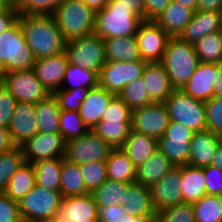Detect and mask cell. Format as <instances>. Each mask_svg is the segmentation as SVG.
I'll use <instances>...</instances> for the list:
<instances>
[{
	"instance_id": "7a4b0ae2",
	"label": "cell",
	"mask_w": 222,
	"mask_h": 222,
	"mask_svg": "<svg viewBox=\"0 0 222 222\" xmlns=\"http://www.w3.org/2000/svg\"><path fill=\"white\" fill-rule=\"evenodd\" d=\"M142 18L118 0L110 2L96 11L94 34L103 40L115 37L135 35Z\"/></svg>"
},
{
	"instance_id": "e575fe53",
	"label": "cell",
	"mask_w": 222,
	"mask_h": 222,
	"mask_svg": "<svg viewBox=\"0 0 222 222\" xmlns=\"http://www.w3.org/2000/svg\"><path fill=\"white\" fill-rule=\"evenodd\" d=\"M128 183L107 179L90 194L93 197L97 208L111 205L124 206V196L126 195Z\"/></svg>"
},
{
	"instance_id": "4316f807",
	"label": "cell",
	"mask_w": 222,
	"mask_h": 222,
	"mask_svg": "<svg viewBox=\"0 0 222 222\" xmlns=\"http://www.w3.org/2000/svg\"><path fill=\"white\" fill-rule=\"evenodd\" d=\"M106 61L133 62L142 60L135 35L104 39Z\"/></svg>"
},
{
	"instance_id": "cb8c5ba5",
	"label": "cell",
	"mask_w": 222,
	"mask_h": 222,
	"mask_svg": "<svg viewBox=\"0 0 222 222\" xmlns=\"http://www.w3.org/2000/svg\"><path fill=\"white\" fill-rule=\"evenodd\" d=\"M216 31H220L219 12L196 10L179 37L188 43L194 44L202 37Z\"/></svg>"
},
{
	"instance_id": "11a10c76",
	"label": "cell",
	"mask_w": 222,
	"mask_h": 222,
	"mask_svg": "<svg viewBox=\"0 0 222 222\" xmlns=\"http://www.w3.org/2000/svg\"><path fill=\"white\" fill-rule=\"evenodd\" d=\"M172 0H145L144 21H155Z\"/></svg>"
},
{
	"instance_id": "ba28073f",
	"label": "cell",
	"mask_w": 222,
	"mask_h": 222,
	"mask_svg": "<svg viewBox=\"0 0 222 222\" xmlns=\"http://www.w3.org/2000/svg\"><path fill=\"white\" fill-rule=\"evenodd\" d=\"M170 120L179 122L194 132L206 130L205 104L175 89L164 102Z\"/></svg>"
},
{
	"instance_id": "e7e4bbea",
	"label": "cell",
	"mask_w": 222,
	"mask_h": 222,
	"mask_svg": "<svg viewBox=\"0 0 222 222\" xmlns=\"http://www.w3.org/2000/svg\"><path fill=\"white\" fill-rule=\"evenodd\" d=\"M88 7L92 8L95 12L103 9L110 0H82Z\"/></svg>"
},
{
	"instance_id": "db71d44e",
	"label": "cell",
	"mask_w": 222,
	"mask_h": 222,
	"mask_svg": "<svg viewBox=\"0 0 222 222\" xmlns=\"http://www.w3.org/2000/svg\"><path fill=\"white\" fill-rule=\"evenodd\" d=\"M194 133L195 132L187 126L170 120L163 136L166 139H185V141H191Z\"/></svg>"
},
{
	"instance_id": "f6af8a7d",
	"label": "cell",
	"mask_w": 222,
	"mask_h": 222,
	"mask_svg": "<svg viewBox=\"0 0 222 222\" xmlns=\"http://www.w3.org/2000/svg\"><path fill=\"white\" fill-rule=\"evenodd\" d=\"M87 91L88 89L84 87L72 90L58 89L53 93V96L56 98L58 107L61 110L79 112Z\"/></svg>"
},
{
	"instance_id": "484cf974",
	"label": "cell",
	"mask_w": 222,
	"mask_h": 222,
	"mask_svg": "<svg viewBox=\"0 0 222 222\" xmlns=\"http://www.w3.org/2000/svg\"><path fill=\"white\" fill-rule=\"evenodd\" d=\"M193 10L171 1L155 22L170 36L179 37L193 16Z\"/></svg>"
},
{
	"instance_id": "be15d7a7",
	"label": "cell",
	"mask_w": 222,
	"mask_h": 222,
	"mask_svg": "<svg viewBox=\"0 0 222 222\" xmlns=\"http://www.w3.org/2000/svg\"><path fill=\"white\" fill-rule=\"evenodd\" d=\"M214 96L222 97V63H217V75L214 80Z\"/></svg>"
},
{
	"instance_id": "30bf717a",
	"label": "cell",
	"mask_w": 222,
	"mask_h": 222,
	"mask_svg": "<svg viewBox=\"0 0 222 222\" xmlns=\"http://www.w3.org/2000/svg\"><path fill=\"white\" fill-rule=\"evenodd\" d=\"M147 62L106 61L99 73V86L118 95L129 83L143 76Z\"/></svg>"
},
{
	"instance_id": "8d00e7d4",
	"label": "cell",
	"mask_w": 222,
	"mask_h": 222,
	"mask_svg": "<svg viewBox=\"0 0 222 222\" xmlns=\"http://www.w3.org/2000/svg\"><path fill=\"white\" fill-rule=\"evenodd\" d=\"M200 63H222V32L210 33L193 44Z\"/></svg>"
},
{
	"instance_id": "4dcf8cb0",
	"label": "cell",
	"mask_w": 222,
	"mask_h": 222,
	"mask_svg": "<svg viewBox=\"0 0 222 222\" xmlns=\"http://www.w3.org/2000/svg\"><path fill=\"white\" fill-rule=\"evenodd\" d=\"M36 185L34 165L24 162L12 175L4 192L13 201L19 202Z\"/></svg>"
},
{
	"instance_id": "8fae6325",
	"label": "cell",
	"mask_w": 222,
	"mask_h": 222,
	"mask_svg": "<svg viewBox=\"0 0 222 222\" xmlns=\"http://www.w3.org/2000/svg\"><path fill=\"white\" fill-rule=\"evenodd\" d=\"M2 83L18 102L36 104L49 95L33 69L7 72Z\"/></svg>"
},
{
	"instance_id": "9f6ffc18",
	"label": "cell",
	"mask_w": 222,
	"mask_h": 222,
	"mask_svg": "<svg viewBox=\"0 0 222 222\" xmlns=\"http://www.w3.org/2000/svg\"><path fill=\"white\" fill-rule=\"evenodd\" d=\"M121 210H125L121 204L99 207L97 220L99 222H119Z\"/></svg>"
},
{
	"instance_id": "ac0fdd59",
	"label": "cell",
	"mask_w": 222,
	"mask_h": 222,
	"mask_svg": "<svg viewBox=\"0 0 222 222\" xmlns=\"http://www.w3.org/2000/svg\"><path fill=\"white\" fill-rule=\"evenodd\" d=\"M97 214V205L89 193L62 198V204L56 216L65 222H95Z\"/></svg>"
},
{
	"instance_id": "753ad0ef",
	"label": "cell",
	"mask_w": 222,
	"mask_h": 222,
	"mask_svg": "<svg viewBox=\"0 0 222 222\" xmlns=\"http://www.w3.org/2000/svg\"><path fill=\"white\" fill-rule=\"evenodd\" d=\"M220 16V31L222 32V9L219 11Z\"/></svg>"
},
{
	"instance_id": "74e56055",
	"label": "cell",
	"mask_w": 222,
	"mask_h": 222,
	"mask_svg": "<svg viewBox=\"0 0 222 222\" xmlns=\"http://www.w3.org/2000/svg\"><path fill=\"white\" fill-rule=\"evenodd\" d=\"M98 85L99 75L95 71L68 63L60 89L72 90L84 87L89 90L97 87Z\"/></svg>"
},
{
	"instance_id": "8c879c8a",
	"label": "cell",
	"mask_w": 222,
	"mask_h": 222,
	"mask_svg": "<svg viewBox=\"0 0 222 222\" xmlns=\"http://www.w3.org/2000/svg\"><path fill=\"white\" fill-rule=\"evenodd\" d=\"M6 7V4L2 0H0V11L4 10Z\"/></svg>"
},
{
	"instance_id": "f907efd6",
	"label": "cell",
	"mask_w": 222,
	"mask_h": 222,
	"mask_svg": "<svg viewBox=\"0 0 222 222\" xmlns=\"http://www.w3.org/2000/svg\"><path fill=\"white\" fill-rule=\"evenodd\" d=\"M17 100L10 94L8 89L0 84V126L8 128L13 113L15 111Z\"/></svg>"
},
{
	"instance_id": "7402d4cb",
	"label": "cell",
	"mask_w": 222,
	"mask_h": 222,
	"mask_svg": "<svg viewBox=\"0 0 222 222\" xmlns=\"http://www.w3.org/2000/svg\"><path fill=\"white\" fill-rule=\"evenodd\" d=\"M114 96L115 94L99 85L87 91L86 97L80 107L79 115L89 130H93L102 120L103 112Z\"/></svg>"
},
{
	"instance_id": "d590c367",
	"label": "cell",
	"mask_w": 222,
	"mask_h": 222,
	"mask_svg": "<svg viewBox=\"0 0 222 222\" xmlns=\"http://www.w3.org/2000/svg\"><path fill=\"white\" fill-rule=\"evenodd\" d=\"M131 124L132 122L101 120L92 131L112 148H121L132 129Z\"/></svg>"
},
{
	"instance_id": "603a6c76",
	"label": "cell",
	"mask_w": 222,
	"mask_h": 222,
	"mask_svg": "<svg viewBox=\"0 0 222 222\" xmlns=\"http://www.w3.org/2000/svg\"><path fill=\"white\" fill-rule=\"evenodd\" d=\"M123 207L126 212L135 217H155L156 215L150 187L136 181L127 184Z\"/></svg>"
},
{
	"instance_id": "f546056e",
	"label": "cell",
	"mask_w": 222,
	"mask_h": 222,
	"mask_svg": "<svg viewBox=\"0 0 222 222\" xmlns=\"http://www.w3.org/2000/svg\"><path fill=\"white\" fill-rule=\"evenodd\" d=\"M105 162L108 179L123 183L135 182L136 168L121 148H113Z\"/></svg>"
},
{
	"instance_id": "6125c7cd",
	"label": "cell",
	"mask_w": 222,
	"mask_h": 222,
	"mask_svg": "<svg viewBox=\"0 0 222 222\" xmlns=\"http://www.w3.org/2000/svg\"><path fill=\"white\" fill-rule=\"evenodd\" d=\"M155 217H135L125 210L120 211L119 222H154Z\"/></svg>"
},
{
	"instance_id": "836d02e7",
	"label": "cell",
	"mask_w": 222,
	"mask_h": 222,
	"mask_svg": "<svg viewBox=\"0 0 222 222\" xmlns=\"http://www.w3.org/2000/svg\"><path fill=\"white\" fill-rule=\"evenodd\" d=\"M36 185L60 191L62 158L40 160L35 163Z\"/></svg>"
},
{
	"instance_id": "b9f144b4",
	"label": "cell",
	"mask_w": 222,
	"mask_h": 222,
	"mask_svg": "<svg viewBox=\"0 0 222 222\" xmlns=\"http://www.w3.org/2000/svg\"><path fill=\"white\" fill-rule=\"evenodd\" d=\"M124 103L131 109H137L153 103L150 100L142 77L126 85L118 94Z\"/></svg>"
},
{
	"instance_id": "816d5d0a",
	"label": "cell",
	"mask_w": 222,
	"mask_h": 222,
	"mask_svg": "<svg viewBox=\"0 0 222 222\" xmlns=\"http://www.w3.org/2000/svg\"><path fill=\"white\" fill-rule=\"evenodd\" d=\"M0 222H23L19 203L0 193Z\"/></svg>"
},
{
	"instance_id": "d6a6232c",
	"label": "cell",
	"mask_w": 222,
	"mask_h": 222,
	"mask_svg": "<svg viewBox=\"0 0 222 222\" xmlns=\"http://www.w3.org/2000/svg\"><path fill=\"white\" fill-rule=\"evenodd\" d=\"M60 192L62 198L89 194L80 166L62 158Z\"/></svg>"
},
{
	"instance_id": "f5cc1de1",
	"label": "cell",
	"mask_w": 222,
	"mask_h": 222,
	"mask_svg": "<svg viewBox=\"0 0 222 222\" xmlns=\"http://www.w3.org/2000/svg\"><path fill=\"white\" fill-rule=\"evenodd\" d=\"M204 176L206 179V195L222 196V170L210 165L204 167Z\"/></svg>"
},
{
	"instance_id": "ffe728a7",
	"label": "cell",
	"mask_w": 222,
	"mask_h": 222,
	"mask_svg": "<svg viewBox=\"0 0 222 222\" xmlns=\"http://www.w3.org/2000/svg\"><path fill=\"white\" fill-rule=\"evenodd\" d=\"M142 79L153 103H164L175 90L161 62H147Z\"/></svg>"
},
{
	"instance_id": "5bb4252c",
	"label": "cell",
	"mask_w": 222,
	"mask_h": 222,
	"mask_svg": "<svg viewBox=\"0 0 222 222\" xmlns=\"http://www.w3.org/2000/svg\"><path fill=\"white\" fill-rule=\"evenodd\" d=\"M20 147L25 162L32 164L40 160L64 158L65 154V141L60 133L38 132Z\"/></svg>"
},
{
	"instance_id": "e0dca14e",
	"label": "cell",
	"mask_w": 222,
	"mask_h": 222,
	"mask_svg": "<svg viewBox=\"0 0 222 222\" xmlns=\"http://www.w3.org/2000/svg\"><path fill=\"white\" fill-rule=\"evenodd\" d=\"M8 130L16 146H21L27 139L37 134L36 104L17 102Z\"/></svg>"
},
{
	"instance_id": "52a82bcc",
	"label": "cell",
	"mask_w": 222,
	"mask_h": 222,
	"mask_svg": "<svg viewBox=\"0 0 222 222\" xmlns=\"http://www.w3.org/2000/svg\"><path fill=\"white\" fill-rule=\"evenodd\" d=\"M64 52L69 64L85 67L98 75L106 62L104 40L94 33L67 41Z\"/></svg>"
},
{
	"instance_id": "89a4df30",
	"label": "cell",
	"mask_w": 222,
	"mask_h": 222,
	"mask_svg": "<svg viewBox=\"0 0 222 222\" xmlns=\"http://www.w3.org/2000/svg\"><path fill=\"white\" fill-rule=\"evenodd\" d=\"M4 71H3V68H2V65L0 64V84L2 83L3 81V76H4Z\"/></svg>"
},
{
	"instance_id": "ee69618b",
	"label": "cell",
	"mask_w": 222,
	"mask_h": 222,
	"mask_svg": "<svg viewBox=\"0 0 222 222\" xmlns=\"http://www.w3.org/2000/svg\"><path fill=\"white\" fill-rule=\"evenodd\" d=\"M86 189L89 193L104 183L107 177L105 161H94L79 165Z\"/></svg>"
},
{
	"instance_id": "03108f58",
	"label": "cell",
	"mask_w": 222,
	"mask_h": 222,
	"mask_svg": "<svg viewBox=\"0 0 222 222\" xmlns=\"http://www.w3.org/2000/svg\"><path fill=\"white\" fill-rule=\"evenodd\" d=\"M212 165L222 170V140L219 142L215 155L212 159Z\"/></svg>"
},
{
	"instance_id": "2644e50d",
	"label": "cell",
	"mask_w": 222,
	"mask_h": 222,
	"mask_svg": "<svg viewBox=\"0 0 222 222\" xmlns=\"http://www.w3.org/2000/svg\"><path fill=\"white\" fill-rule=\"evenodd\" d=\"M47 222H65V221L59 219V218L56 216V217L52 218L51 220H49V221H47ZM66 222H67V221H66Z\"/></svg>"
},
{
	"instance_id": "d6986e66",
	"label": "cell",
	"mask_w": 222,
	"mask_h": 222,
	"mask_svg": "<svg viewBox=\"0 0 222 222\" xmlns=\"http://www.w3.org/2000/svg\"><path fill=\"white\" fill-rule=\"evenodd\" d=\"M216 75L217 63H199L181 90L196 100L207 102L214 96Z\"/></svg>"
},
{
	"instance_id": "9a60e30c",
	"label": "cell",
	"mask_w": 222,
	"mask_h": 222,
	"mask_svg": "<svg viewBox=\"0 0 222 222\" xmlns=\"http://www.w3.org/2000/svg\"><path fill=\"white\" fill-rule=\"evenodd\" d=\"M181 182L182 166H174L160 181L150 187L156 213L183 203Z\"/></svg>"
},
{
	"instance_id": "f1b7e54d",
	"label": "cell",
	"mask_w": 222,
	"mask_h": 222,
	"mask_svg": "<svg viewBox=\"0 0 222 222\" xmlns=\"http://www.w3.org/2000/svg\"><path fill=\"white\" fill-rule=\"evenodd\" d=\"M206 179L204 176V168L191 165L182 166V182L181 193L183 203L197 202L206 195Z\"/></svg>"
},
{
	"instance_id": "5b68a950",
	"label": "cell",
	"mask_w": 222,
	"mask_h": 222,
	"mask_svg": "<svg viewBox=\"0 0 222 222\" xmlns=\"http://www.w3.org/2000/svg\"><path fill=\"white\" fill-rule=\"evenodd\" d=\"M35 57L26 44L18 20L0 34V64L4 73L33 69Z\"/></svg>"
},
{
	"instance_id": "9c48e42d",
	"label": "cell",
	"mask_w": 222,
	"mask_h": 222,
	"mask_svg": "<svg viewBox=\"0 0 222 222\" xmlns=\"http://www.w3.org/2000/svg\"><path fill=\"white\" fill-rule=\"evenodd\" d=\"M112 147L92 130L86 134L65 142L64 159L81 165L94 161H106Z\"/></svg>"
},
{
	"instance_id": "91938a15",
	"label": "cell",
	"mask_w": 222,
	"mask_h": 222,
	"mask_svg": "<svg viewBox=\"0 0 222 222\" xmlns=\"http://www.w3.org/2000/svg\"><path fill=\"white\" fill-rule=\"evenodd\" d=\"M222 9V0H198L197 9L199 11H215Z\"/></svg>"
},
{
	"instance_id": "a7ac6f4b",
	"label": "cell",
	"mask_w": 222,
	"mask_h": 222,
	"mask_svg": "<svg viewBox=\"0 0 222 222\" xmlns=\"http://www.w3.org/2000/svg\"><path fill=\"white\" fill-rule=\"evenodd\" d=\"M6 6L13 7V8H18L21 5L22 0H2Z\"/></svg>"
},
{
	"instance_id": "7bdbcfd3",
	"label": "cell",
	"mask_w": 222,
	"mask_h": 222,
	"mask_svg": "<svg viewBox=\"0 0 222 222\" xmlns=\"http://www.w3.org/2000/svg\"><path fill=\"white\" fill-rule=\"evenodd\" d=\"M88 131L89 128L81 119L79 112L61 110L59 133L62 135L65 142L78 138Z\"/></svg>"
},
{
	"instance_id": "f35d334b",
	"label": "cell",
	"mask_w": 222,
	"mask_h": 222,
	"mask_svg": "<svg viewBox=\"0 0 222 222\" xmlns=\"http://www.w3.org/2000/svg\"><path fill=\"white\" fill-rule=\"evenodd\" d=\"M192 206L195 222H222V196L204 195Z\"/></svg>"
},
{
	"instance_id": "681fc988",
	"label": "cell",
	"mask_w": 222,
	"mask_h": 222,
	"mask_svg": "<svg viewBox=\"0 0 222 222\" xmlns=\"http://www.w3.org/2000/svg\"><path fill=\"white\" fill-rule=\"evenodd\" d=\"M62 0H22L19 14L52 15Z\"/></svg>"
},
{
	"instance_id": "003e7915",
	"label": "cell",
	"mask_w": 222,
	"mask_h": 222,
	"mask_svg": "<svg viewBox=\"0 0 222 222\" xmlns=\"http://www.w3.org/2000/svg\"><path fill=\"white\" fill-rule=\"evenodd\" d=\"M172 1L178 2L181 5L192 9L193 11H196V9H197V1L198 0H172Z\"/></svg>"
},
{
	"instance_id": "bcb514c9",
	"label": "cell",
	"mask_w": 222,
	"mask_h": 222,
	"mask_svg": "<svg viewBox=\"0 0 222 222\" xmlns=\"http://www.w3.org/2000/svg\"><path fill=\"white\" fill-rule=\"evenodd\" d=\"M154 222H195L191 203H180L174 207L156 213Z\"/></svg>"
},
{
	"instance_id": "6f0895ef",
	"label": "cell",
	"mask_w": 222,
	"mask_h": 222,
	"mask_svg": "<svg viewBox=\"0 0 222 222\" xmlns=\"http://www.w3.org/2000/svg\"><path fill=\"white\" fill-rule=\"evenodd\" d=\"M18 15V10L9 6L0 11V34L9 29L18 20Z\"/></svg>"
},
{
	"instance_id": "7dc6e473",
	"label": "cell",
	"mask_w": 222,
	"mask_h": 222,
	"mask_svg": "<svg viewBox=\"0 0 222 222\" xmlns=\"http://www.w3.org/2000/svg\"><path fill=\"white\" fill-rule=\"evenodd\" d=\"M204 104L206 129L222 138V97L213 96Z\"/></svg>"
},
{
	"instance_id": "4fadbf2b",
	"label": "cell",
	"mask_w": 222,
	"mask_h": 222,
	"mask_svg": "<svg viewBox=\"0 0 222 222\" xmlns=\"http://www.w3.org/2000/svg\"><path fill=\"white\" fill-rule=\"evenodd\" d=\"M170 122L165 103H151L132 110V130L154 137H162Z\"/></svg>"
},
{
	"instance_id": "94428289",
	"label": "cell",
	"mask_w": 222,
	"mask_h": 222,
	"mask_svg": "<svg viewBox=\"0 0 222 222\" xmlns=\"http://www.w3.org/2000/svg\"><path fill=\"white\" fill-rule=\"evenodd\" d=\"M118 4H124L135 11L144 20L145 0H118Z\"/></svg>"
},
{
	"instance_id": "d4e9b609",
	"label": "cell",
	"mask_w": 222,
	"mask_h": 222,
	"mask_svg": "<svg viewBox=\"0 0 222 222\" xmlns=\"http://www.w3.org/2000/svg\"><path fill=\"white\" fill-rule=\"evenodd\" d=\"M121 149L126 153L134 167L138 168L158 149V140L131 129Z\"/></svg>"
},
{
	"instance_id": "44dd1931",
	"label": "cell",
	"mask_w": 222,
	"mask_h": 222,
	"mask_svg": "<svg viewBox=\"0 0 222 222\" xmlns=\"http://www.w3.org/2000/svg\"><path fill=\"white\" fill-rule=\"evenodd\" d=\"M221 137L209 130L195 132L190 141L188 165L204 168L212 165V159Z\"/></svg>"
},
{
	"instance_id": "6da1fadb",
	"label": "cell",
	"mask_w": 222,
	"mask_h": 222,
	"mask_svg": "<svg viewBox=\"0 0 222 222\" xmlns=\"http://www.w3.org/2000/svg\"><path fill=\"white\" fill-rule=\"evenodd\" d=\"M18 22L35 59L64 52L66 41L53 15L19 14Z\"/></svg>"
},
{
	"instance_id": "ab89813d",
	"label": "cell",
	"mask_w": 222,
	"mask_h": 222,
	"mask_svg": "<svg viewBox=\"0 0 222 222\" xmlns=\"http://www.w3.org/2000/svg\"><path fill=\"white\" fill-rule=\"evenodd\" d=\"M158 149L169 159L173 166L188 164L190 141H185V139H166L162 136L158 139Z\"/></svg>"
},
{
	"instance_id": "2e32d148",
	"label": "cell",
	"mask_w": 222,
	"mask_h": 222,
	"mask_svg": "<svg viewBox=\"0 0 222 222\" xmlns=\"http://www.w3.org/2000/svg\"><path fill=\"white\" fill-rule=\"evenodd\" d=\"M68 61L65 52L35 60L33 70L44 88L53 94L61 88Z\"/></svg>"
},
{
	"instance_id": "60d3db41",
	"label": "cell",
	"mask_w": 222,
	"mask_h": 222,
	"mask_svg": "<svg viewBox=\"0 0 222 222\" xmlns=\"http://www.w3.org/2000/svg\"><path fill=\"white\" fill-rule=\"evenodd\" d=\"M25 158L20 146L0 154V193H4L12 175L22 166Z\"/></svg>"
},
{
	"instance_id": "8992f818",
	"label": "cell",
	"mask_w": 222,
	"mask_h": 222,
	"mask_svg": "<svg viewBox=\"0 0 222 222\" xmlns=\"http://www.w3.org/2000/svg\"><path fill=\"white\" fill-rule=\"evenodd\" d=\"M18 203L23 221L47 222L56 217L62 196L60 191L35 185Z\"/></svg>"
},
{
	"instance_id": "277c9868",
	"label": "cell",
	"mask_w": 222,
	"mask_h": 222,
	"mask_svg": "<svg viewBox=\"0 0 222 222\" xmlns=\"http://www.w3.org/2000/svg\"><path fill=\"white\" fill-rule=\"evenodd\" d=\"M52 15L66 42L94 33L96 12L82 0H62Z\"/></svg>"
},
{
	"instance_id": "7c38bea8",
	"label": "cell",
	"mask_w": 222,
	"mask_h": 222,
	"mask_svg": "<svg viewBox=\"0 0 222 222\" xmlns=\"http://www.w3.org/2000/svg\"><path fill=\"white\" fill-rule=\"evenodd\" d=\"M141 59L161 62L170 36L155 22L142 21L135 34Z\"/></svg>"
},
{
	"instance_id": "1f68e13d",
	"label": "cell",
	"mask_w": 222,
	"mask_h": 222,
	"mask_svg": "<svg viewBox=\"0 0 222 222\" xmlns=\"http://www.w3.org/2000/svg\"><path fill=\"white\" fill-rule=\"evenodd\" d=\"M61 109L53 94L36 103L38 132L59 133Z\"/></svg>"
},
{
	"instance_id": "83f0119b",
	"label": "cell",
	"mask_w": 222,
	"mask_h": 222,
	"mask_svg": "<svg viewBox=\"0 0 222 222\" xmlns=\"http://www.w3.org/2000/svg\"><path fill=\"white\" fill-rule=\"evenodd\" d=\"M173 167L169 159L157 149L148 160L136 168L135 181L144 186L151 187L160 181Z\"/></svg>"
},
{
	"instance_id": "3957f363",
	"label": "cell",
	"mask_w": 222,
	"mask_h": 222,
	"mask_svg": "<svg viewBox=\"0 0 222 222\" xmlns=\"http://www.w3.org/2000/svg\"><path fill=\"white\" fill-rule=\"evenodd\" d=\"M161 63L174 89H182L200 62L193 44L170 37Z\"/></svg>"
},
{
	"instance_id": "680465c9",
	"label": "cell",
	"mask_w": 222,
	"mask_h": 222,
	"mask_svg": "<svg viewBox=\"0 0 222 222\" xmlns=\"http://www.w3.org/2000/svg\"><path fill=\"white\" fill-rule=\"evenodd\" d=\"M16 145L11 139L8 128L0 126V154L12 150Z\"/></svg>"
},
{
	"instance_id": "c3c4849f",
	"label": "cell",
	"mask_w": 222,
	"mask_h": 222,
	"mask_svg": "<svg viewBox=\"0 0 222 222\" xmlns=\"http://www.w3.org/2000/svg\"><path fill=\"white\" fill-rule=\"evenodd\" d=\"M102 120L108 122H132V110L118 95H115L110 100L106 110L103 112Z\"/></svg>"
}]
</instances>
